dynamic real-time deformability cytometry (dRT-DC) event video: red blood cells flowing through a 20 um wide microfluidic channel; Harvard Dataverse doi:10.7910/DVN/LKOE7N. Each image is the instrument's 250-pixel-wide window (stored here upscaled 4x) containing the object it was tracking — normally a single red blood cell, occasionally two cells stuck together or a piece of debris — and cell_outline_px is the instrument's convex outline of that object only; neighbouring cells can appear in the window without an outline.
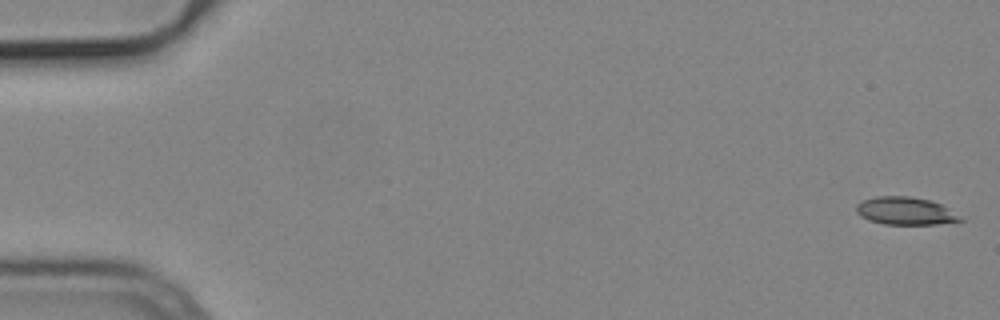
{"species": "common noctule bat (a hibernating species)", "species_latin": "Nyctalus noctula", "temperature_condition": "cold", "stored_images_in_passage": 55, "camera_frame_rate_fps": 3000, "um_per_image_px": 0.085, "animal": {"sex": "male", "body_mass_g": 19.2, "forearm_length_mm": 51.8}, "frame": {"image": 1, "passage_image": 1, "time_ms": 0.0, "image_size_px": [1000, 320], "cell_outline_px": [[964, 220], [936, 224], [884, 224], [868, 220], [860, 216], [856, 212], [856, 204], [864, 200], [876, 196], [908, 196], [928, 200], [940, 204]], "centroid_in_image_um": [76.88, 17.93], "position_along_channel_um": 8.1, "area_um2": 16.47}}
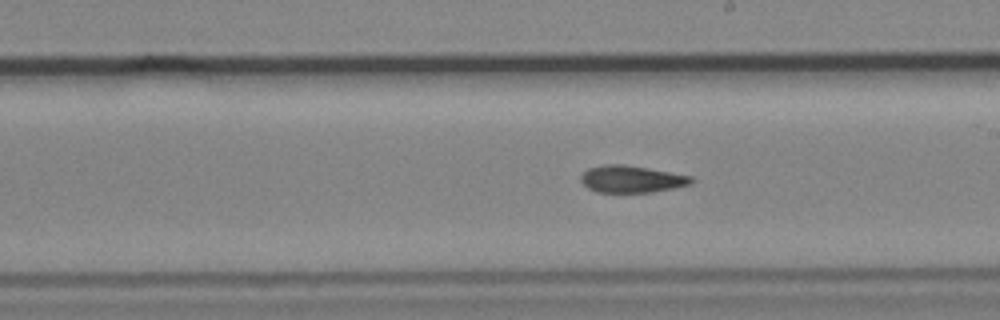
{"frame": {"image": 2, "passage_image": 31, "time_ms": 10.0, "image_size_px": [1000, 320], "cell_outline_px": [[696, 180], [692, 184], [652, 192], [596, 192], [588, 188], [580, 180], [580, 176], [588, 168], [600, 164], [624, 164], [648, 168], [692, 176]], "centroid_in_image_um": [53.68, 15.21], "position_along_channel_um": 235.3, "area_um2": 17.51}}
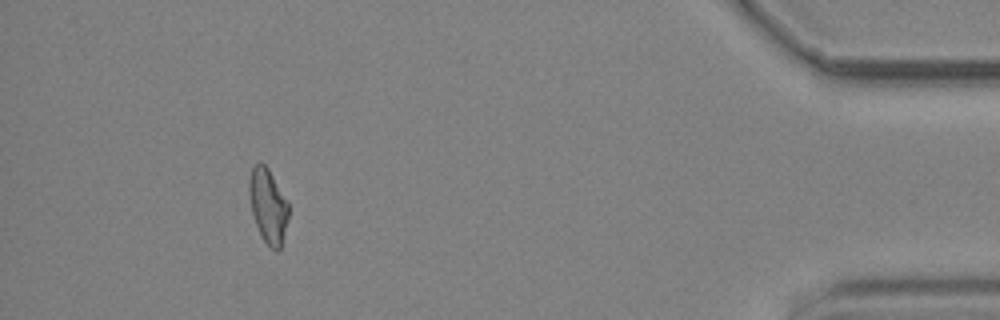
{"frame": {"image": 3, "passage_image": 50, "time_ms": 16.333, "image_size_px": [1000, 320], "cell_outline_px": [[288, 220], [280, 248], [276, 252], [260, 236], [252, 212], [248, 192], [248, 180], [252, 168], [260, 160], [268, 168], [288, 200]], "centroid_in_image_um": [22.78, 17.46], "position_along_channel_um": 412.4, "area_um2": 17.17}, "authors_computed_cell_mechanics": {"area_um2": 17.5712, "velocity_mm_per_s": 3.7837, "shape_relaxation_time_tau1_ms": null, "shape_relaxation_time_tau2_ms": 5.3314, "deformation_change_tau1": null, "deformation_change_tau2": 0.1262}}